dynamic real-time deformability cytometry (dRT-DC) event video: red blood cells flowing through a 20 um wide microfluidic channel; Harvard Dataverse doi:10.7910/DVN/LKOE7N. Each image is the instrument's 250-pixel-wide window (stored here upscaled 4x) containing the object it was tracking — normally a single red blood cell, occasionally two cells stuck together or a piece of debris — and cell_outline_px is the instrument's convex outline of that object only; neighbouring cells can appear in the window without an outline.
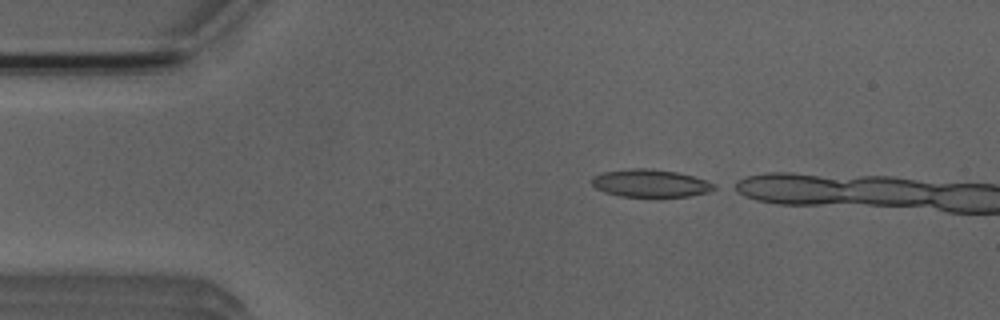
{"species": "Egyptian fruit bat (a non-hibernating species)", "species_latin": "Rousettus aegyptiacus", "temperature_condition": "room temperature", "stored_images_in_passage": 7, "camera_frame_rate_fps": 3000, "um_per_image_px": 0.085, "animal": {"sex": "male"}, "frame": {"image": 1, "passage_image": 1, "time_ms": 0.0, "image_size_px": [1000, 320], "cell_outline_px": [[716, 188], [708, 192], [688, 196], [620, 196], [604, 192], [596, 188], [592, 184], [592, 176], [604, 172], [632, 168], [652, 168], [676, 172], [692, 176], [716, 184]], "centroid_in_image_um": [55.27, 15.57], "position_along_channel_um": 29.7, "area_um2": 19.54}}